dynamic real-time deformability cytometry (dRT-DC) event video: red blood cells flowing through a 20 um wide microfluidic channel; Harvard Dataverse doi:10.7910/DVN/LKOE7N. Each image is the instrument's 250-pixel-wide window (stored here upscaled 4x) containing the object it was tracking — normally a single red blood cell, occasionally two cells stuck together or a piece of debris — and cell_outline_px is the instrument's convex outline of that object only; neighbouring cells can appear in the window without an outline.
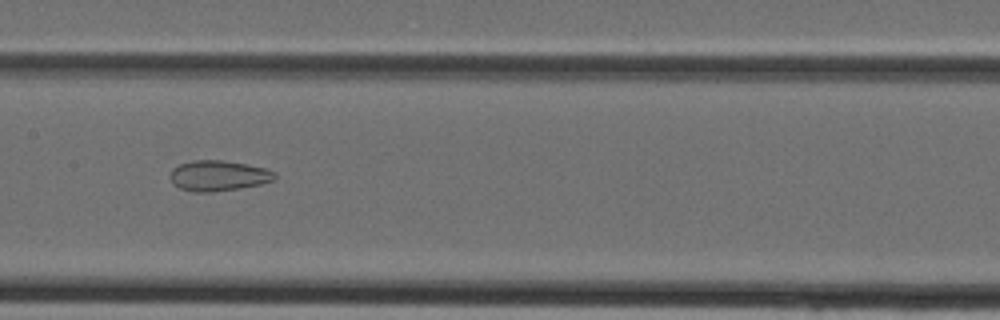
{"species": "Egyptian fruit bat (a non-hibernating species)", "species_latin": "Rousettus aegyptiacus", "temperature_condition": "cold", "stored_images_in_passage": 38, "camera_frame_rate_fps": 3000, "um_per_image_px": 0.085, "animal": {"sex": "female"}, "frame": {"image": 1, "passage_image": 19, "time_ms": 6.0, "image_size_px": [1000, 320], "cell_outline_px": [[276, 180], [260, 184], [240, 188], [212, 192], [192, 192], [180, 188], [168, 176], [172, 168], [180, 164], [192, 160], [224, 160], [248, 164], [264, 168], [276, 172]], "centroid_in_image_um": [18.58, 14.93], "position_along_channel_um": 188.8, "area_um2": 18.73}}
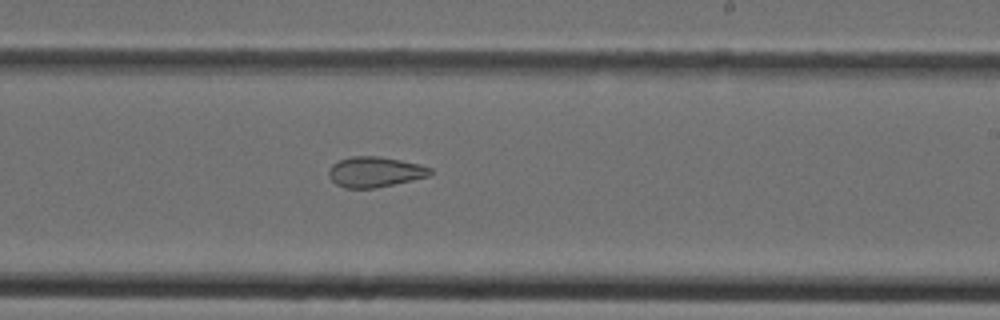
{"frame": {"image": 2, "passage_image": 23, "time_ms": 7.333, "image_size_px": [1000, 320], "cell_outline_px": [[432, 176], [376, 188], [344, 188], [336, 184], [328, 176], [328, 172], [332, 164], [340, 160], [352, 156], [380, 156], [420, 164], [432, 168]], "centroid_in_image_um": [31.9, 14.62], "position_along_channel_um": 257.1, "area_um2": 18.15}}
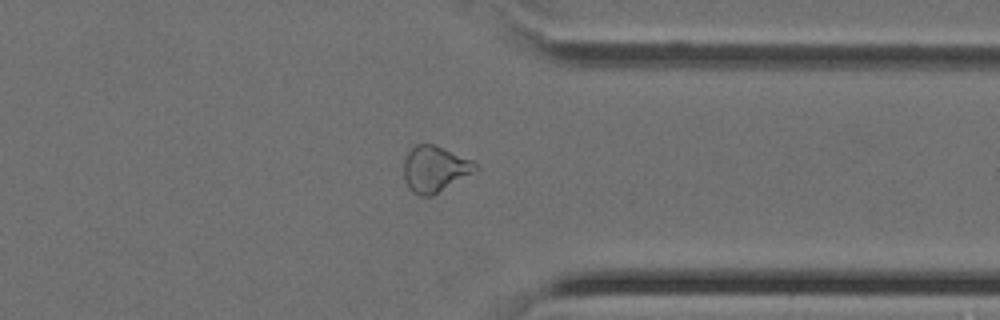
{"frame": {"image": 3, "passage_image": 30, "time_ms": 9.667, "image_size_px": [1000, 320], "cell_outline_px": [[480, 168], [432, 196], [420, 196], [412, 192], [408, 188], [404, 180], [404, 160], [408, 152], [416, 144], [432, 144], [472, 160], [480, 164]], "centroid_in_image_um": [36.95, 14.37], "position_along_channel_um": 374.5, "area_um2": 19.13}}